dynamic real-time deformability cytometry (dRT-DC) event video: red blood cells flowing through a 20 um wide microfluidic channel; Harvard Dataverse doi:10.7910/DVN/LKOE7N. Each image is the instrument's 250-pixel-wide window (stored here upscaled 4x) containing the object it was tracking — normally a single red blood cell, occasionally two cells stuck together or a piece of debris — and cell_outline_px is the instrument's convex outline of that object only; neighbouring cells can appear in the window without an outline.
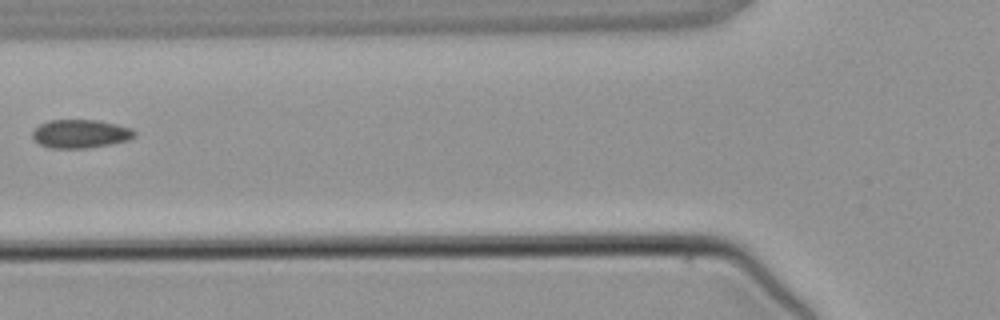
{"species": "common noctule bat (a hibernating species)", "species_latin": "Nyctalus noctula", "temperature_condition": "warm", "stored_images_in_passage": 5, "camera_frame_rate_fps": 3000, "um_per_image_px": 0.085, "animal": {"sex": "male", "body_mass_g": 21.5, "forearm_length_mm": 52.0}, "frame": {"image": 1, "passage_image": 5, "time_ms": 5.0, "image_size_px": [1000, 320], "cell_outline_px": [[136, 136], [128, 140], [112, 144], [88, 148], [48, 148], [40, 144], [32, 136], [32, 132], [40, 124], [48, 120], [96, 120], [116, 124], [132, 128], [136, 132]], "centroid_in_image_um": [6.86, 11.37], "position_along_channel_um": 118.9, "area_um2": 16.99}}